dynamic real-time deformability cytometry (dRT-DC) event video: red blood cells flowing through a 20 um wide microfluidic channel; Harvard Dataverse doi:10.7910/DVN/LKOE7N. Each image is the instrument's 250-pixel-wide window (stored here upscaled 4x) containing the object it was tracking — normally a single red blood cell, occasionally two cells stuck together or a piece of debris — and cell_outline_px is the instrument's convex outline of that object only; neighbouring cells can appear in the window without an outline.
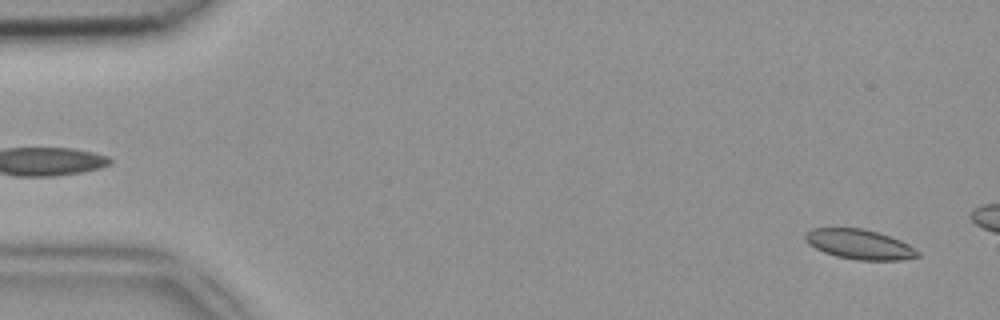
{"species": "common noctule bat (a hibernating species)", "species_latin": "Nyctalus noctula", "temperature_condition": "room temperature", "stored_images_in_passage": 10, "camera_frame_rate_fps": 3000, "um_per_image_px": 0.085, "animal": {"sex": "female", "body_mass_g": 18.4}, "frame": {"image": 1, "passage_image": 2, "time_ms": 0.333, "image_size_px": [1000, 320], "cell_outline_px": [[920, 256], [900, 260], [860, 260], [836, 256], [824, 252], [808, 244], [804, 240], [804, 232], [812, 228], [864, 228], [900, 240], [908, 244], [920, 252]], "centroid_in_image_um": [73.02, 20.76], "position_along_channel_um": 12.0, "area_um2": 19.54}}